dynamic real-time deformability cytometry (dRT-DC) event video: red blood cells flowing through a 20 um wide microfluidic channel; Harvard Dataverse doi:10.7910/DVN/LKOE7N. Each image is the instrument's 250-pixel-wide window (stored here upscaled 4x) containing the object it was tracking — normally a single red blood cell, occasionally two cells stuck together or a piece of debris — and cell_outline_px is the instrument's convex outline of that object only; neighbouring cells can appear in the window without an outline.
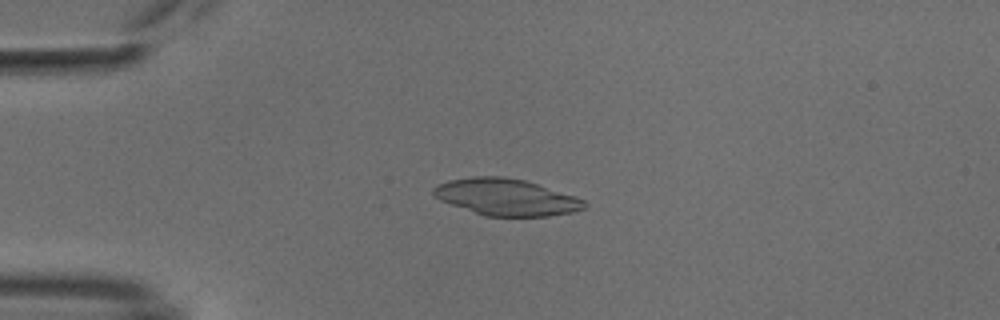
{"species": "common noctule bat (a hibernating species)", "species_latin": "Nyctalus noctula", "temperature_condition": "cold", "stored_images_in_passage": 54, "camera_frame_rate_fps": 3000, "um_per_image_px": 0.085, "animal": {"sex": "male", "body_mass_g": 18.8}, "frame": {"image": 1, "passage_image": 14, "time_ms": 4.333, "image_size_px": [1000, 320], "cell_outline_px": [[588, 204], [584, 208], [572, 212], [548, 216], [484, 216], [440, 200], [432, 192], [432, 188], [436, 184], [448, 180], [472, 176], [504, 176], [524, 180], [576, 196], [584, 200]], "centroid_in_image_um": [43.01, 16.75], "position_along_channel_um": 42.0, "area_um2": 32.25}}
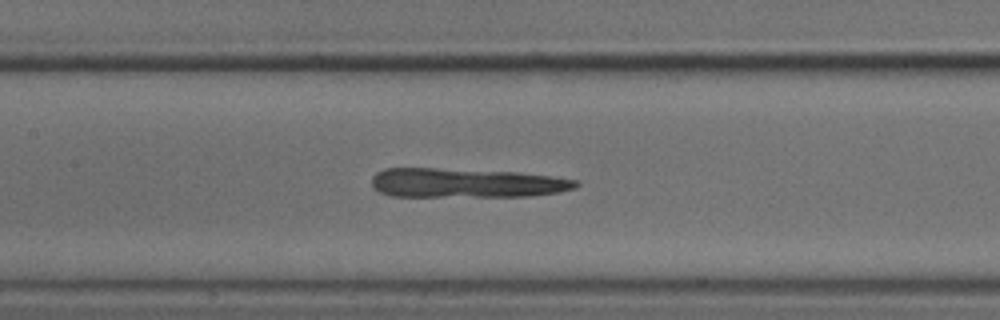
{"frame": {"image": 2, "passage_image": 26, "time_ms": 8.333, "image_size_px": [1000, 320], "cell_outline_px": [[580, 184], [576, 188], [560, 192], [528, 196], [392, 196], [380, 192], [372, 188], [372, 176], [376, 172], [384, 168], [436, 168], [516, 172], [548, 176], [576, 180]], "centroid_in_image_um": [39.58, 15.55], "position_along_channel_um": 167.8, "area_um2": 34.85}}
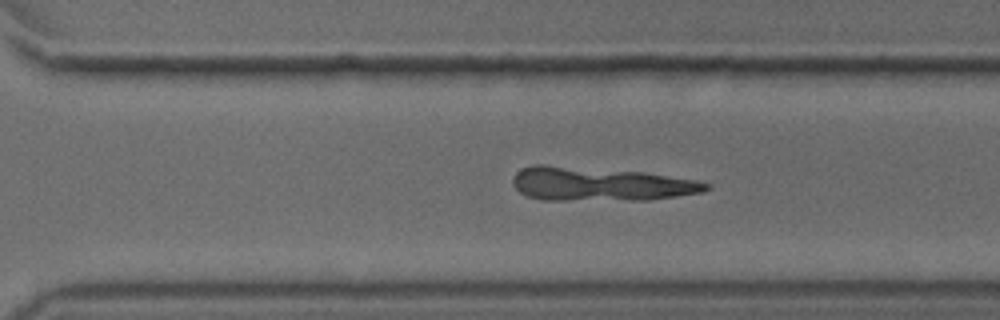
{"frame": {"image": 3, "passage_image": 38, "time_ms": 12.333, "image_size_px": [1000, 320], "cell_outline_px": [[708, 188], [704, 192], [648, 200], [540, 200], [528, 196], [520, 192], [512, 184], [512, 180], [516, 172], [520, 168], [532, 164], [544, 164], [644, 172], [692, 180], [708, 184]], "centroid_in_image_um": [50.91, 15.64], "position_along_channel_um": 319.7, "area_um2": 38.03}}